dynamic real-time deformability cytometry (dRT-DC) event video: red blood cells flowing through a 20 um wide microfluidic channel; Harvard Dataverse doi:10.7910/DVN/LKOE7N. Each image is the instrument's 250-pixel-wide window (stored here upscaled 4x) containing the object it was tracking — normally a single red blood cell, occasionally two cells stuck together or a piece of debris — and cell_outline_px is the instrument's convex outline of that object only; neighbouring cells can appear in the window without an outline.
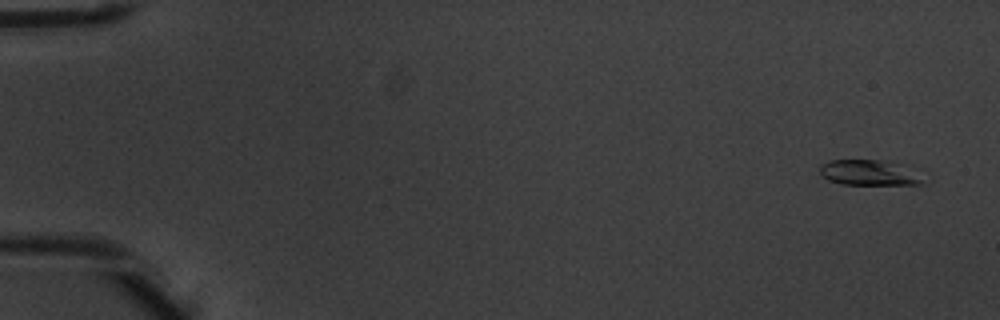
{"species": "common noctule bat (a hibernating species)", "species_latin": "Nyctalus noctula", "temperature_condition": "warm", "stored_images_in_passage": 5, "camera_frame_rate_fps": 3000, "um_per_image_px": 0.085, "animal": {"sex": "male", "body_mass_g": 20.1, "forearm_length_mm": 53.5}, "frame": {"image": 1, "passage_image": 1, "time_ms": 0.0, "image_size_px": [1000, 320], "cell_outline_px": [[924, 184], [840, 184], [828, 180], [820, 172], [820, 164], [828, 160], [876, 160], [892, 164], [920, 180]], "centroid_in_image_um": [73.57, 14.69], "position_along_channel_um": 11.4, "area_um2": 13.99}}
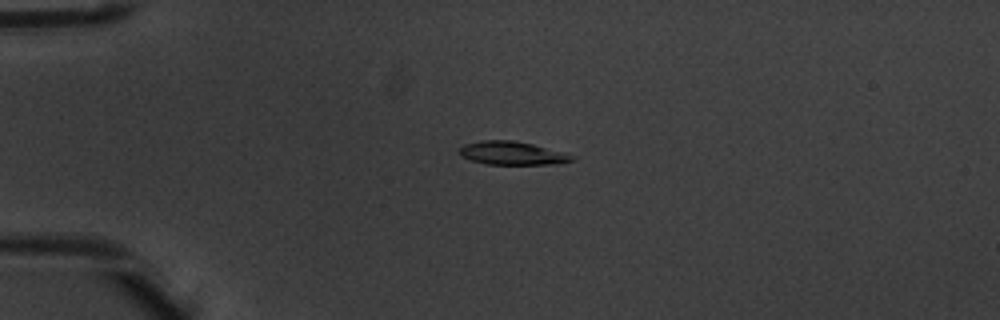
{"frame": {"image": 2, "passage_image": 4, "time_ms": 1.0, "image_size_px": [1000, 320], "cell_outline_px": [[576, 160], [556, 164], [484, 164], [460, 156], [460, 148], [464, 144], [484, 140], [512, 140], [532, 144], [568, 152], [576, 156]], "centroid_in_image_um": [43.62, 13.02], "position_along_channel_um": 41.4, "area_um2": 15.49}}